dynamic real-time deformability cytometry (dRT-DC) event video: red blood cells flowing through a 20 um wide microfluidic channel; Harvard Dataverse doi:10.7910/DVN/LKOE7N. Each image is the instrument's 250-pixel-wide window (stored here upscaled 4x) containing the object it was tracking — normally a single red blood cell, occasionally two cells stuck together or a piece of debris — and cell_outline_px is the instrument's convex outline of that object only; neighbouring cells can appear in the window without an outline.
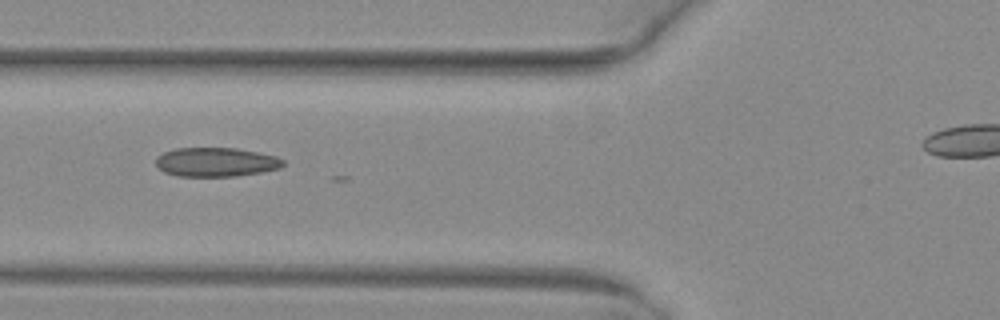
{"species": "common noctule bat (a hibernating species)", "species_latin": "Nyctalus noctula", "temperature_condition": "warm", "stored_images_in_passage": 10, "camera_frame_rate_fps": 3000, "um_per_image_px": 0.085, "animal": {"sex": "female", "body_mass_g": 29.2, "forearm_length_mm": 56.3}, "frame": {"image": 1, "passage_image": 7, "time_ms": 2.0, "image_size_px": [1000, 320], "cell_outline_px": [[284, 164], [280, 168], [260, 172], [236, 176], [176, 176], [164, 172], [156, 164], [156, 156], [164, 152], [176, 148], [236, 148], [260, 152], [276, 156], [284, 160]], "centroid_in_image_um": [18.36, 13.77], "position_along_channel_um": 107.4, "area_um2": 21.62}}